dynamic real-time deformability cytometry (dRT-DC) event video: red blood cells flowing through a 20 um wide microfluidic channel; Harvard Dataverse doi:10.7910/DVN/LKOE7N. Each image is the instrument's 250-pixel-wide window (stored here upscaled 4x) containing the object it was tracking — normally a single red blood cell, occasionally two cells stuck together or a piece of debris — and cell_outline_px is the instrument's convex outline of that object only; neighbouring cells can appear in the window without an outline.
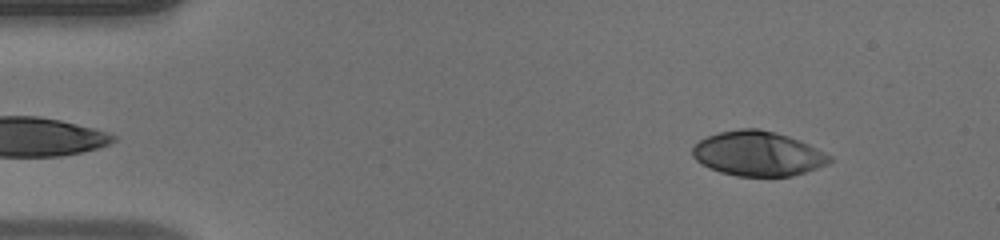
{"species": "human", "species_latin": "Homo sapiens", "temperature_condition": "warm", "stored_images_in_passage": 6, "camera_frame_rate_fps": 3000, "um_per_image_px": 0.085, "donor": {"sex": "male"}, "frame": {"image": 1, "passage_image": 2, "time_ms": 0.333, "image_size_px": [1000, 240], "cell_outline_px": [[832, 160], [828, 164], [792, 176], [736, 176], [720, 172], [708, 168], [696, 160], [692, 156], [692, 148], [700, 140], [708, 136], [720, 132], [740, 128], [760, 128], [776, 132], [800, 140], [832, 156]], "centroid_in_image_um": [64.41, 13.06], "position_along_channel_um": 20.6, "area_um2": 35.72}}